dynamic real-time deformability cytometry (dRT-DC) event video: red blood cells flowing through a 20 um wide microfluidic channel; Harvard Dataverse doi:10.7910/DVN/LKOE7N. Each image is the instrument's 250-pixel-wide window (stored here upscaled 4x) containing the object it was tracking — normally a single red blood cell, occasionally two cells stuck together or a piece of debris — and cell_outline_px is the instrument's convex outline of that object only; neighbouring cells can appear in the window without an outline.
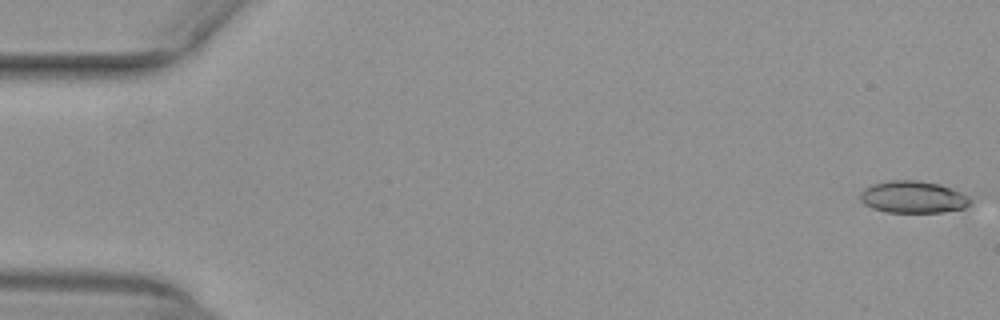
{"species": "common noctule bat (a hibernating species)", "species_latin": "Nyctalus noctula", "temperature_condition": "warm", "stored_images_in_passage": 9, "camera_frame_rate_fps": 3000, "um_per_image_px": 0.085, "animal": {"sex": "female", "body_mass_g": 29.2, "forearm_length_mm": 56.3}, "frame": {"image": 1, "passage_image": 1, "time_ms": 0.0, "image_size_px": [1000, 320], "cell_outline_px": [[972, 200], [964, 208], [944, 212], [888, 212], [872, 208], [864, 204], [860, 200], [860, 192], [864, 188], [872, 184], [888, 180], [916, 180], [940, 184], [960, 192], [968, 196]], "centroid_in_image_um": [77.58, 16.74], "position_along_channel_um": 7.4, "area_um2": 20.58}}